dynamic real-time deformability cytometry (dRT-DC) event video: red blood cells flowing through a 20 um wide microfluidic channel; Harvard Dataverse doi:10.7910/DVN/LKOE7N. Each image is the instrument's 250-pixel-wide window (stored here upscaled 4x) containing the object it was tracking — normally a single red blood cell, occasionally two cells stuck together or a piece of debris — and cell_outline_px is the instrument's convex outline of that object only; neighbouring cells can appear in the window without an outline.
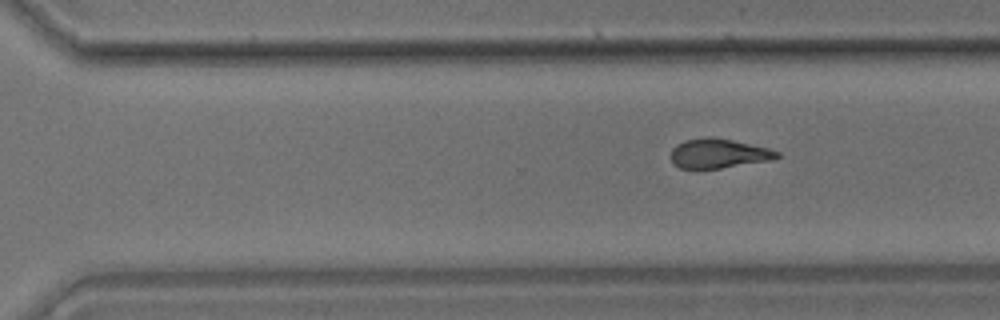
{"species": "common noctule bat (a hibernating species)", "species_latin": "Nyctalus noctula", "temperature_condition": "room temperature", "stored_images_in_passage": 33, "segment_of_instrument_passage": [2, 2], "camera_frame_rate_fps": 3000, "um_per_image_px": 0.085, "animal": {"sex": "male", "body_mass_g": 17.9}, "frame": {"image": 1, "passage_image": 33, "time_ms": 10.667, "image_size_px": [1000, 320], "cell_outline_px": [[780, 156], [772, 160], [720, 168], [680, 168], [672, 164], [672, 148], [676, 144], [684, 140], [708, 136], [732, 140], [768, 148], [780, 152]], "centroid_in_image_um": [61.07, 13.04], "position_along_channel_um": 309.5, "area_um2": 18.15}}